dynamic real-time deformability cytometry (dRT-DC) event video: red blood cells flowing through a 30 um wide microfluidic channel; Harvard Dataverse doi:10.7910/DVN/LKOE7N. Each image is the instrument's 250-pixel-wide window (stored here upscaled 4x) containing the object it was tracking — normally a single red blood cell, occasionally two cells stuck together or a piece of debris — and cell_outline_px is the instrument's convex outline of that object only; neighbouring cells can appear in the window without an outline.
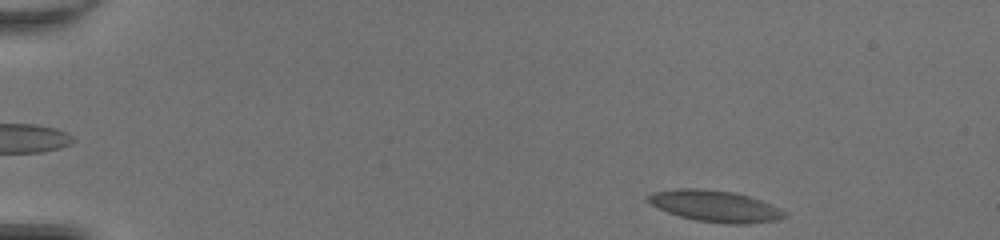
{"species": "common noctule bat (a hibernating species)", "species_latin": "Nyctalus noctula", "temperature_condition": "room temperature", "stored_images_in_passage": 45, "camera_frame_rate_fps": 3000, "um_per_image_px": 0.085, "animal": {"sex": "female", "body_mass_g": 20.0, "forearm_length_mm": 54.0}, "frame": {"image": 1, "passage_image": 2, "time_ms": 0.333, "image_size_px": [1000, 240], "cell_outline_px": [[788, 216], [776, 220], [748, 224], [732, 224], [696, 220], [680, 216], [668, 212], [652, 204], [644, 196], [652, 192], [676, 188], [696, 188], [736, 192], [760, 200], [780, 208]], "centroid_in_image_um": [60.78, 17.51], "position_along_channel_um": 24.2, "area_um2": 24.85}}
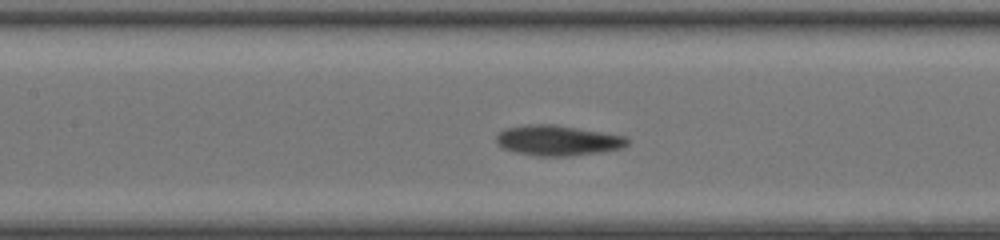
{"frame": {"image": 2, "passage_image": 20, "time_ms": 6.333, "image_size_px": [1000, 240], "cell_outline_px": [[632, 140], [624, 148], [600, 152], [568, 156], [540, 156], [516, 152], [504, 148], [496, 144], [496, 136], [504, 128], [524, 124], [556, 124], [604, 132], [624, 136]], "centroid_in_image_um": [47.43, 11.92], "position_along_channel_um": 160.0, "area_um2": 23.41}}
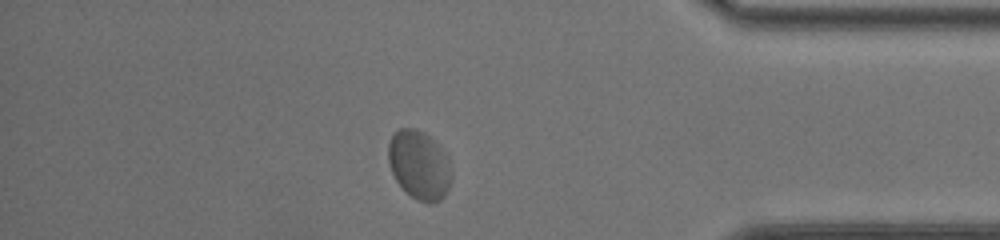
{"frame": {"image": 3, "passage_image": 39, "time_ms": 12.667, "image_size_px": [1000, 240], "cell_outline_px": [[452, 180], [444, 196], [440, 200], [432, 204], [428, 204], [416, 200], [396, 180], [392, 172], [388, 160], [388, 144], [392, 136], [400, 128], [416, 128], [424, 132], [440, 148], [448, 160], [452, 172]], "centroid_in_image_um": [35.64, 14.04], "position_along_channel_um": 399.6, "area_um2": 25.14}, "authors_computed_cell_mechanics": {"area_um2": 23.2934, "velocity_mm_per_s": 4.1572, "shape_relaxation_time_tau1_ms": 3.0841, "shape_relaxation_time_tau2_ms": null, "deformation_change_tau1": 0.0961, "deformation_change_tau2": null}}